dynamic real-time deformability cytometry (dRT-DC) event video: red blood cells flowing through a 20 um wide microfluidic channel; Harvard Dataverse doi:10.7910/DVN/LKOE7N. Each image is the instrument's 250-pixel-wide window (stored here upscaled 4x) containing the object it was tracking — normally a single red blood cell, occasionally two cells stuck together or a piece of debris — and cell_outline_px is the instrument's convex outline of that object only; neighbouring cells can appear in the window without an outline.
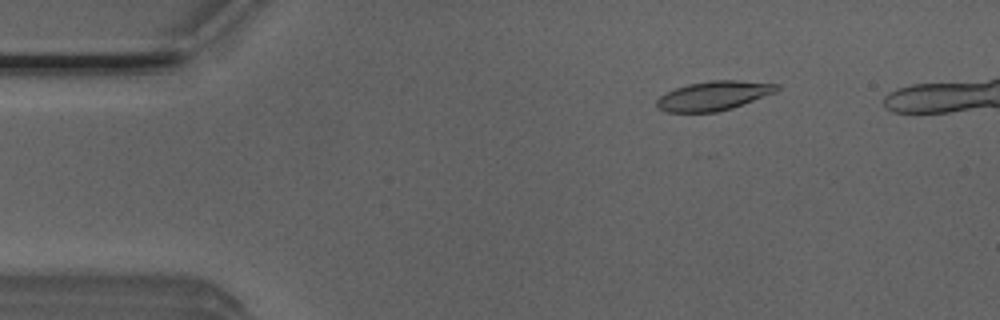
{"species": "Egyptian fruit bat (a non-hibernating species)", "species_latin": "Rousettus aegyptiacus", "temperature_condition": "room temperature", "stored_images_in_passage": 45, "camera_frame_rate_fps": 3000, "um_per_image_px": 0.085, "animal": {"sex": "male"}, "frame": {"image": 1, "passage_image": 6, "time_ms": 1.667, "image_size_px": [1000, 320], "cell_outline_px": [[780, 88], [776, 92], [732, 108], [716, 112], [664, 112], [656, 108], [656, 100], [660, 96], [676, 88], [688, 84], [712, 80], [736, 80], [780, 84]], "centroid_in_image_um": [60.65, 8.14], "position_along_channel_um": 24.3, "area_um2": 20.46}}
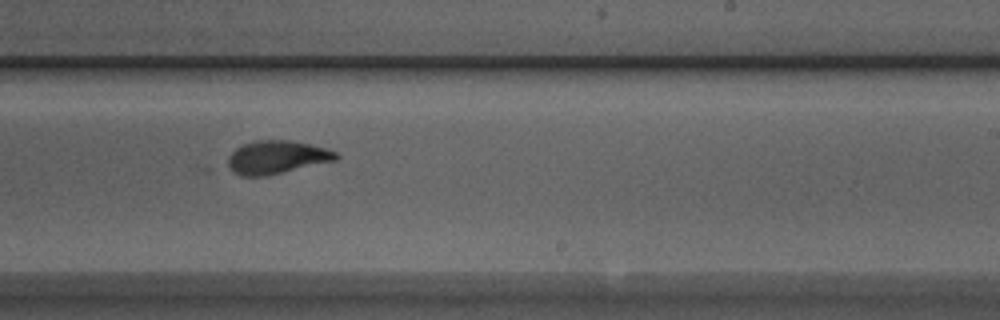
{"frame": {"image": 2, "passage_image": 30, "time_ms": 9.667, "image_size_px": [1000, 320], "cell_outline_px": [[340, 156], [336, 160], [264, 176], [240, 176], [228, 164], [228, 156], [236, 148], [244, 144], [256, 140], [288, 140], [308, 144], [324, 148], [336, 152]], "centroid_in_image_um": [23.52, 13.36], "position_along_channel_um": 265.5, "area_um2": 20.46}}
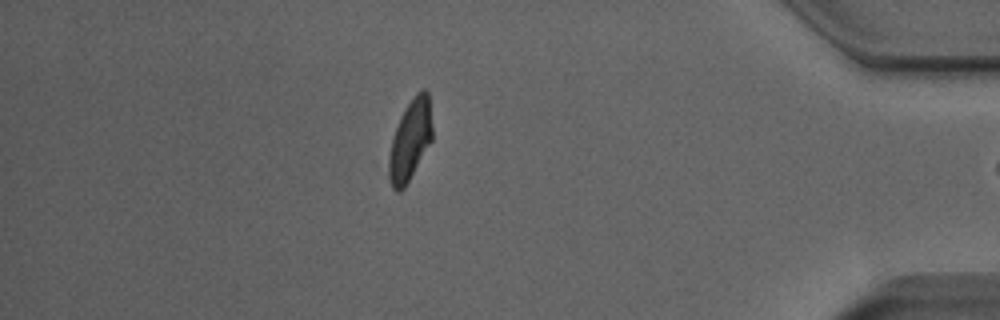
{"frame": {"image": 3, "passage_image": 44, "time_ms": 14.333, "image_size_px": [1000, 320], "cell_outline_px": [[432, 140], [404, 188], [400, 192], [396, 192], [392, 188], [388, 180], [388, 156], [392, 140], [400, 116], [404, 108], [416, 92], [420, 88], [424, 88], [428, 92], [432, 124]], "centroid_in_image_um": [34.85, 11.91], "position_along_channel_um": 400.4, "area_um2": 20.58}}